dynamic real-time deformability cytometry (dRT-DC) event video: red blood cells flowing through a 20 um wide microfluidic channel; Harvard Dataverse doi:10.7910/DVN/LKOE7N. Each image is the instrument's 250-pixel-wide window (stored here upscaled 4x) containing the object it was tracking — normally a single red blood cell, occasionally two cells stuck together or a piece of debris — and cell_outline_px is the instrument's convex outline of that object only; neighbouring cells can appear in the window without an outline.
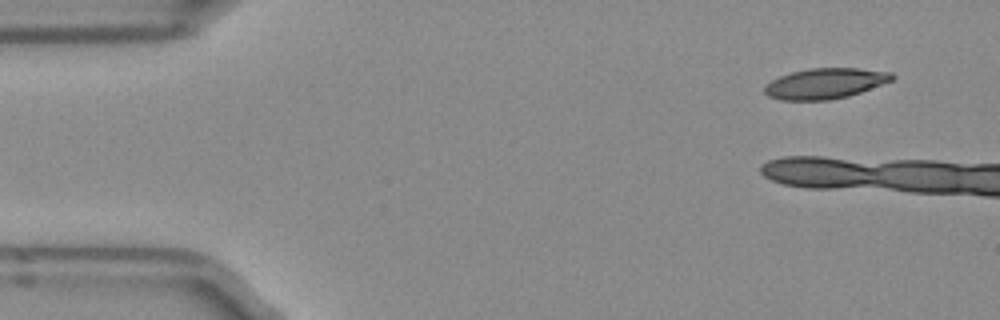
{"species": "Egyptian fruit bat (a non-hibernating species)", "species_latin": "Rousettus aegyptiacus", "temperature_condition": "room temperature", "stored_images_in_passage": 5, "camera_frame_rate_fps": 3000, "um_per_image_px": 0.085, "frame": {"image": 1, "passage_image": 1, "time_ms": 0.0, "image_size_px": [1000, 320], "cell_outline_px": [[896, 76], [892, 80], [860, 92], [848, 96], [828, 100], [780, 100], [768, 96], [764, 92], [764, 88], [772, 80], [780, 76], [792, 72], [808, 68], [856, 68], [892, 72]], "centroid_in_image_um": [70.14, 7.09], "position_along_channel_um": 14.9, "area_um2": 22.54}}